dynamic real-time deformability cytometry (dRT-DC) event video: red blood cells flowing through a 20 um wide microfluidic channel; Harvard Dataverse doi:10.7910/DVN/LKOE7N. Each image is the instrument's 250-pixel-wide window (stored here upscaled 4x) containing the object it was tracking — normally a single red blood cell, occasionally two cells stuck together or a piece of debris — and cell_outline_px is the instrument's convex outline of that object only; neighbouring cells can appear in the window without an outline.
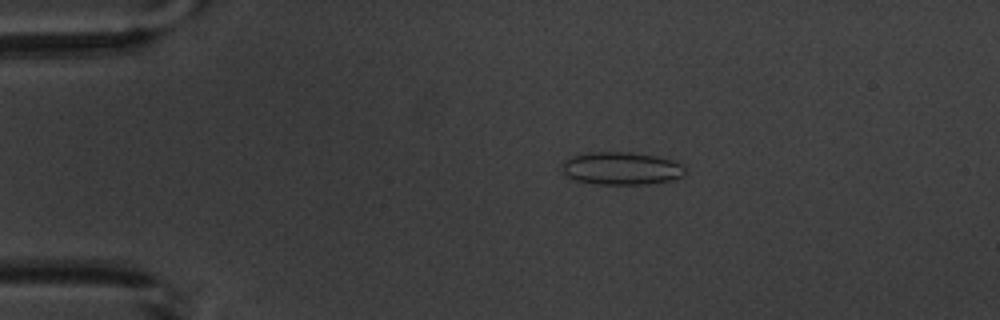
{"species": "common noctule bat (a hibernating species)", "species_latin": "Nyctalus noctula", "temperature_condition": "warm", "stored_images_in_passage": 5, "camera_frame_rate_fps": 3000, "um_per_image_px": 0.085, "animal": {"sex": "male", "body_mass_g": 20.1, "forearm_length_mm": 53.5}, "frame": {"image": 1, "passage_image": 1, "time_ms": 0.0, "image_size_px": [1000, 320], "cell_outline_px": [[684, 176], [672, 180], [652, 184], [596, 184], [576, 180], [568, 176], [564, 172], [564, 160], [572, 156], [588, 152], [628, 152], [656, 156], [672, 160], [680, 164], [684, 168]], "centroid_in_image_um": [52.84, 14.32], "position_along_channel_um": 32.2, "area_um2": 23.35}}
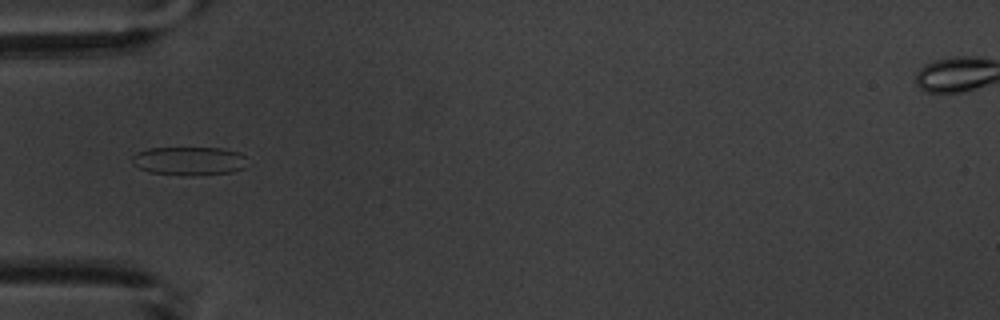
{"frame": {"image": 2, "passage_image": 3, "time_ms": 2.333, "image_size_px": [1000, 320], "cell_outline_px": [[244, 168], [232, 172], [192, 176], [184, 176], [148, 172], [132, 164], [132, 156], [136, 152], [148, 148], [220, 148], [240, 152], [244, 156]], "centroid_in_image_um": [16.03, 13.69], "position_along_channel_um": 69.0, "area_um2": 19.31}}
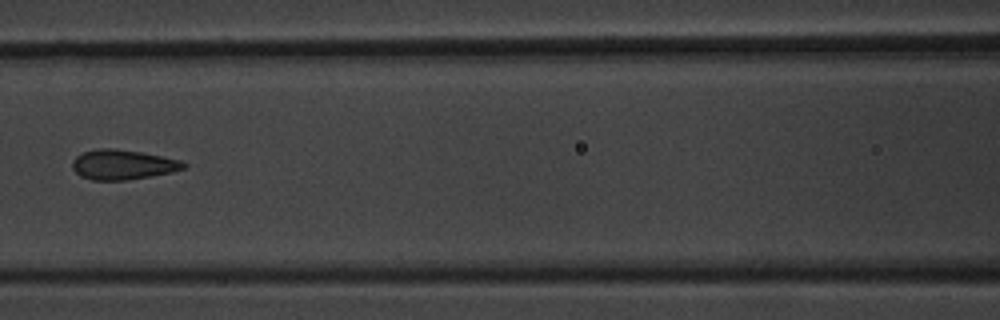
{"frame": {"image": 3, "passage_image": 5, "time_ms": 4.667, "image_size_px": [1000, 320], "cell_outline_px": [[188, 164], [184, 168], [172, 172], [152, 176], [128, 180], [92, 180], [80, 176], [72, 168], [72, 160], [76, 156], [84, 152], [100, 148], [116, 148], [140, 152], [180, 160]], "centroid_in_image_um": [10.42, 14.0], "position_along_channel_um": 156.2, "area_um2": 19.36}}